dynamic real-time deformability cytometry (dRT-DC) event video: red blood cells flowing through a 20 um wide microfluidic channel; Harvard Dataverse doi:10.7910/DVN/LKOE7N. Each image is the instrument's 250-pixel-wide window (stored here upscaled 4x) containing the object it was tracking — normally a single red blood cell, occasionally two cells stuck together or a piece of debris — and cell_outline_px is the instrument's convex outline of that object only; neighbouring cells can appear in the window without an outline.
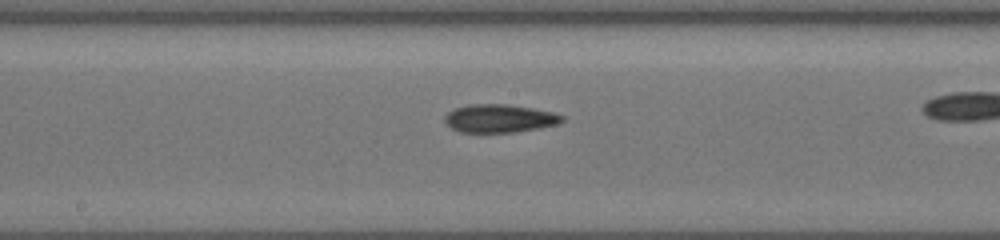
{"species": "common noctule bat (a hibernating species)", "species_latin": "Nyctalus noctula", "temperature_condition": "cold", "stored_images_in_passage": 23, "camera_frame_rate_fps": 3000, "um_per_image_px": 0.085, "animal": {"sex": "female", "body_mass_g": 19.5, "forearm_length_mm": 54.1}, "frame": {"image": 1, "passage_image": 14, "time_ms": 6.667, "image_size_px": [1000, 240], "cell_outline_px": [[564, 120], [556, 124], [540, 128], [516, 132], [460, 132], [452, 128], [444, 120], [444, 116], [452, 108], [468, 104], [508, 104], [556, 112], [564, 116]], "centroid_in_image_um": [42.46, 10.05], "position_along_channel_um": 205.7, "area_um2": 19.42}}